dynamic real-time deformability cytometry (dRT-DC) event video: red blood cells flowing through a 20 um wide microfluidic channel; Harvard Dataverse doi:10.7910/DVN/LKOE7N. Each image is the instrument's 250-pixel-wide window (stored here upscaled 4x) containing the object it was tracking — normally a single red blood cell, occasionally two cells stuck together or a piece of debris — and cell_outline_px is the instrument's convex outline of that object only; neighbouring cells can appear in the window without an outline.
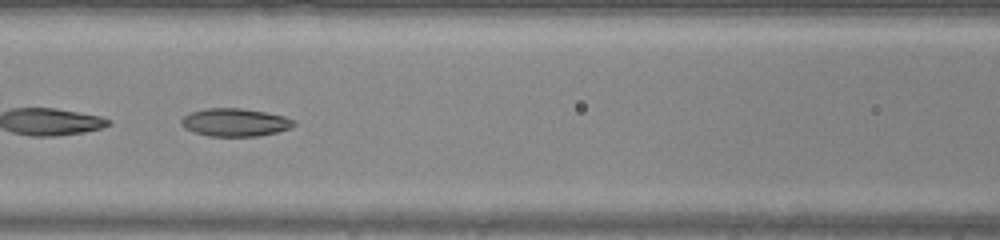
{"species": "common noctule bat (a hibernating species)", "species_latin": "Nyctalus noctula", "temperature_condition": "warm", "stored_images_in_passage": 33, "camera_frame_rate_fps": 3000, "um_per_image_px": 0.085, "animal": {"sex": "male", "body_mass_g": 20.0, "forearm_length_mm": 53.3}, "frame": {"image": 1, "passage_image": 10, "time_ms": 3.0, "image_size_px": [1000, 240], "cell_outline_px": [[296, 124], [288, 128], [276, 132], [256, 136], [208, 136], [192, 132], [184, 128], [180, 124], [180, 120], [184, 116], [192, 112], [204, 108], [240, 108], [264, 112], [284, 116], [296, 120]], "centroid_in_image_um": [19.94, 10.4], "position_along_channel_um": 146.7, "area_um2": 18.32}}